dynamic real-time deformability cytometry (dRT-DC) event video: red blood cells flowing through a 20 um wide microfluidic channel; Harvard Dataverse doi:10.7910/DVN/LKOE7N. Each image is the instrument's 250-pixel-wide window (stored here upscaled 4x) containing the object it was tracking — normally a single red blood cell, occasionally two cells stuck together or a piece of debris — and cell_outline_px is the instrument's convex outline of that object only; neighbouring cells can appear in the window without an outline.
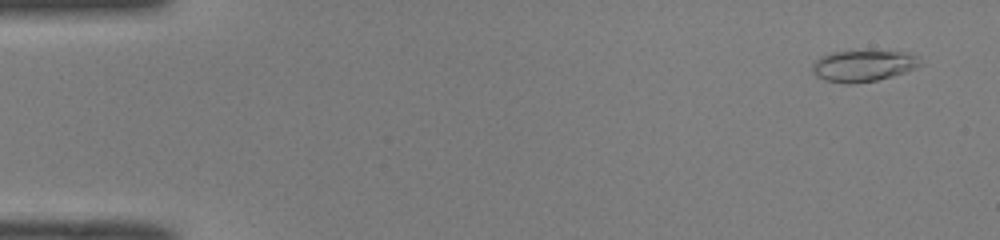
{"species": "common noctule bat (a hibernating species)", "species_latin": "Nyctalus noctula", "temperature_condition": "room temperature", "stored_images_in_passage": 50, "camera_frame_rate_fps": 3000, "um_per_image_px": 0.085, "animal": {"sex": "male", "body_mass_g": 19.0, "forearm_length_mm": 50.8}, "frame": {"image": 1, "passage_image": 3, "time_ms": 0.667, "image_size_px": [1000, 240], "cell_outline_px": [[924, 64], [916, 68], [892, 76], [876, 80], [852, 84], [844, 84], [824, 80], [816, 76], [812, 72], [812, 64], [820, 56], [828, 52], [904, 52], [920, 56]], "centroid_in_image_um": [73.38, 5.61], "position_along_channel_um": 11.6, "area_um2": 19.77}}
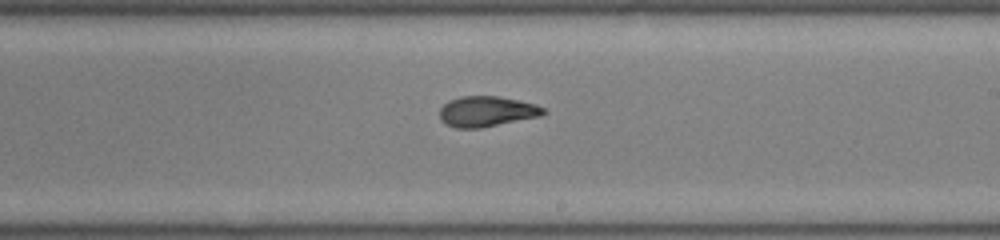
{"frame": {"image": 2, "passage_image": 30, "time_ms": 9.667, "image_size_px": [1000, 240], "cell_outline_px": [[548, 112], [540, 116], [480, 128], [456, 128], [444, 124], [440, 120], [440, 108], [448, 100], [460, 96], [496, 96], [536, 104], [544, 108]], "centroid_in_image_um": [41.34, 9.47], "position_along_channel_um": 247.7, "area_um2": 18.44}}
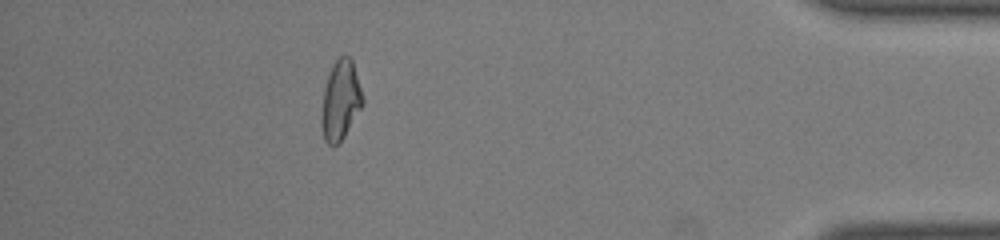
{"frame": {"image": 3, "passage_image": 45, "time_ms": 14.667, "image_size_px": [1000, 240], "cell_outline_px": [[364, 104], [340, 144], [328, 144], [324, 140], [320, 120], [324, 88], [332, 64], [340, 56], [348, 56], [352, 60], [364, 100]], "centroid_in_image_um": [28.94, 8.56], "position_along_channel_um": 406.3, "area_um2": 19.13}, "authors_computed_cell_mechanics": {"area_um2": 18.8717, "velocity_mm_per_s": 4.101, "shape_relaxation_time_tau1_ms": 6.6591, "shape_relaxation_time_tau2_ms": 1.4547, "deformation_change_tau1": 0.2323, "deformation_change_tau2": 0.0822}}